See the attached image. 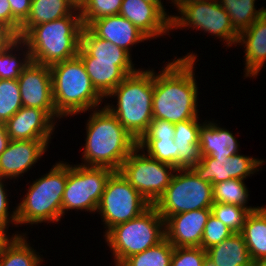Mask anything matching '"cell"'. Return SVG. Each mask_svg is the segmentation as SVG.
I'll list each match as a JSON object with an SVG mask.
<instances>
[{
  "instance_id": "obj_46",
  "label": "cell",
  "mask_w": 266,
  "mask_h": 266,
  "mask_svg": "<svg viewBox=\"0 0 266 266\" xmlns=\"http://www.w3.org/2000/svg\"><path fill=\"white\" fill-rule=\"evenodd\" d=\"M143 1L155 5L171 21L173 15H168L167 11L165 12L166 9L164 8L162 0H143Z\"/></svg>"
},
{
  "instance_id": "obj_28",
  "label": "cell",
  "mask_w": 266,
  "mask_h": 266,
  "mask_svg": "<svg viewBox=\"0 0 266 266\" xmlns=\"http://www.w3.org/2000/svg\"><path fill=\"white\" fill-rule=\"evenodd\" d=\"M18 51L22 53L20 54ZM21 55L23 56L22 59ZM31 61L28 46L21 38H18L7 49L0 52V79L17 80Z\"/></svg>"
},
{
  "instance_id": "obj_6",
  "label": "cell",
  "mask_w": 266,
  "mask_h": 266,
  "mask_svg": "<svg viewBox=\"0 0 266 266\" xmlns=\"http://www.w3.org/2000/svg\"><path fill=\"white\" fill-rule=\"evenodd\" d=\"M58 161L50 171L32 181L22 201L17 204V226L59 222L62 196L68 178V163Z\"/></svg>"
},
{
  "instance_id": "obj_5",
  "label": "cell",
  "mask_w": 266,
  "mask_h": 266,
  "mask_svg": "<svg viewBox=\"0 0 266 266\" xmlns=\"http://www.w3.org/2000/svg\"><path fill=\"white\" fill-rule=\"evenodd\" d=\"M53 101L61 117L97 109L104 98L96 91L81 59L76 56L50 66ZM103 100V101H102Z\"/></svg>"
},
{
  "instance_id": "obj_10",
  "label": "cell",
  "mask_w": 266,
  "mask_h": 266,
  "mask_svg": "<svg viewBox=\"0 0 266 266\" xmlns=\"http://www.w3.org/2000/svg\"><path fill=\"white\" fill-rule=\"evenodd\" d=\"M113 172L108 167L68 163V178L62 196V217L65 211L76 209L96 213L107 180Z\"/></svg>"
},
{
  "instance_id": "obj_1",
  "label": "cell",
  "mask_w": 266,
  "mask_h": 266,
  "mask_svg": "<svg viewBox=\"0 0 266 266\" xmlns=\"http://www.w3.org/2000/svg\"><path fill=\"white\" fill-rule=\"evenodd\" d=\"M195 53L168 61L158 73L154 71L153 119L173 124L199 118L198 84L195 79Z\"/></svg>"
},
{
  "instance_id": "obj_16",
  "label": "cell",
  "mask_w": 266,
  "mask_h": 266,
  "mask_svg": "<svg viewBox=\"0 0 266 266\" xmlns=\"http://www.w3.org/2000/svg\"><path fill=\"white\" fill-rule=\"evenodd\" d=\"M51 140H10L0 155V176L17 179L29 171L48 151Z\"/></svg>"
},
{
  "instance_id": "obj_9",
  "label": "cell",
  "mask_w": 266,
  "mask_h": 266,
  "mask_svg": "<svg viewBox=\"0 0 266 266\" xmlns=\"http://www.w3.org/2000/svg\"><path fill=\"white\" fill-rule=\"evenodd\" d=\"M213 204V185L200 180L187 168L176 169L165 193L154 206L166 220L175 214L211 208Z\"/></svg>"
},
{
  "instance_id": "obj_8",
  "label": "cell",
  "mask_w": 266,
  "mask_h": 266,
  "mask_svg": "<svg viewBox=\"0 0 266 266\" xmlns=\"http://www.w3.org/2000/svg\"><path fill=\"white\" fill-rule=\"evenodd\" d=\"M169 3L176 7L180 15L172 16L171 30L187 27L197 29L225 41L224 46L236 45L239 33L218 0H175Z\"/></svg>"
},
{
  "instance_id": "obj_35",
  "label": "cell",
  "mask_w": 266,
  "mask_h": 266,
  "mask_svg": "<svg viewBox=\"0 0 266 266\" xmlns=\"http://www.w3.org/2000/svg\"><path fill=\"white\" fill-rule=\"evenodd\" d=\"M137 146L143 151L146 150L148 156L178 169V146L174 139L139 140Z\"/></svg>"
},
{
  "instance_id": "obj_32",
  "label": "cell",
  "mask_w": 266,
  "mask_h": 266,
  "mask_svg": "<svg viewBox=\"0 0 266 266\" xmlns=\"http://www.w3.org/2000/svg\"><path fill=\"white\" fill-rule=\"evenodd\" d=\"M174 246L164 238L155 246L128 257L120 266H171Z\"/></svg>"
},
{
  "instance_id": "obj_20",
  "label": "cell",
  "mask_w": 266,
  "mask_h": 266,
  "mask_svg": "<svg viewBox=\"0 0 266 266\" xmlns=\"http://www.w3.org/2000/svg\"><path fill=\"white\" fill-rule=\"evenodd\" d=\"M87 27L97 37L110 41L129 54L134 44L150 40L132 22L120 14L93 20Z\"/></svg>"
},
{
  "instance_id": "obj_24",
  "label": "cell",
  "mask_w": 266,
  "mask_h": 266,
  "mask_svg": "<svg viewBox=\"0 0 266 266\" xmlns=\"http://www.w3.org/2000/svg\"><path fill=\"white\" fill-rule=\"evenodd\" d=\"M199 118L174 124V143L178 146V169L191 168L201 161L199 130L203 123Z\"/></svg>"
},
{
  "instance_id": "obj_41",
  "label": "cell",
  "mask_w": 266,
  "mask_h": 266,
  "mask_svg": "<svg viewBox=\"0 0 266 266\" xmlns=\"http://www.w3.org/2000/svg\"><path fill=\"white\" fill-rule=\"evenodd\" d=\"M13 17L22 25L31 10V0H8Z\"/></svg>"
},
{
  "instance_id": "obj_19",
  "label": "cell",
  "mask_w": 266,
  "mask_h": 266,
  "mask_svg": "<svg viewBox=\"0 0 266 266\" xmlns=\"http://www.w3.org/2000/svg\"><path fill=\"white\" fill-rule=\"evenodd\" d=\"M119 14L149 39L170 35V20L153 4L143 0H123Z\"/></svg>"
},
{
  "instance_id": "obj_18",
  "label": "cell",
  "mask_w": 266,
  "mask_h": 266,
  "mask_svg": "<svg viewBox=\"0 0 266 266\" xmlns=\"http://www.w3.org/2000/svg\"><path fill=\"white\" fill-rule=\"evenodd\" d=\"M211 208L169 216L165 220V238L174 247H201L204 227Z\"/></svg>"
},
{
  "instance_id": "obj_31",
  "label": "cell",
  "mask_w": 266,
  "mask_h": 266,
  "mask_svg": "<svg viewBox=\"0 0 266 266\" xmlns=\"http://www.w3.org/2000/svg\"><path fill=\"white\" fill-rule=\"evenodd\" d=\"M249 191L243 179H229L213 185L214 203L235 204L248 208L251 212L256 211L259 206H247Z\"/></svg>"
},
{
  "instance_id": "obj_48",
  "label": "cell",
  "mask_w": 266,
  "mask_h": 266,
  "mask_svg": "<svg viewBox=\"0 0 266 266\" xmlns=\"http://www.w3.org/2000/svg\"><path fill=\"white\" fill-rule=\"evenodd\" d=\"M78 6H80L84 0H73Z\"/></svg>"
},
{
  "instance_id": "obj_13",
  "label": "cell",
  "mask_w": 266,
  "mask_h": 266,
  "mask_svg": "<svg viewBox=\"0 0 266 266\" xmlns=\"http://www.w3.org/2000/svg\"><path fill=\"white\" fill-rule=\"evenodd\" d=\"M264 162V160L239 153L218 158L201 156V161L190 169L200 180L214 185L229 179L245 180L248 176L258 172Z\"/></svg>"
},
{
  "instance_id": "obj_43",
  "label": "cell",
  "mask_w": 266,
  "mask_h": 266,
  "mask_svg": "<svg viewBox=\"0 0 266 266\" xmlns=\"http://www.w3.org/2000/svg\"><path fill=\"white\" fill-rule=\"evenodd\" d=\"M17 39V34L7 25L0 22V52L7 49Z\"/></svg>"
},
{
  "instance_id": "obj_26",
  "label": "cell",
  "mask_w": 266,
  "mask_h": 266,
  "mask_svg": "<svg viewBox=\"0 0 266 266\" xmlns=\"http://www.w3.org/2000/svg\"><path fill=\"white\" fill-rule=\"evenodd\" d=\"M241 234L253 262L266 259V206L247 216Z\"/></svg>"
},
{
  "instance_id": "obj_33",
  "label": "cell",
  "mask_w": 266,
  "mask_h": 266,
  "mask_svg": "<svg viewBox=\"0 0 266 266\" xmlns=\"http://www.w3.org/2000/svg\"><path fill=\"white\" fill-rule=\"evenodd\" d=\"M22 106L18 80L0 79V122L6 123Z\"/></svg>"
},
{
  "instance_id": "obj_45",
  "label": "cell",
  "mask_w": 266,
  "mask_h": 266,
  "mask_svg": "<svg viewBox=\"0 0 266 266\" xmlns=\"http://www.w3.org/2000/svg\"><path fill=\"white\" fill-rule=\"evenodd\" d=\"M7 231H8V230H7L6 228L0 226V254H1V252L3 251L4 247L6 246V244L12 239V237H13L14 235H20V233L18 234V232H17V234H16V232H15V234H13V235L11 236V238H10V237L7 235V234H8Z\"/></svg>"
},
{
  "instance_id": "obj_2",
  "label": "cell",
  "mask_w": 266,
  "mask_h": 266,
  "mask_svg": "<svg viewBox=\"0 0 266 266\" xmlns=\"http://www.w3.org/2000/svg\"><path fill=\"white\" fill-rule=\"evenodd\" d=\"M98 109L92 110L86 122L81 165L118 171L138 142L105 106Z\"/></svg>"
},
{
  "instance_id": "obj_11",
  "label": "cell",
  "mask_w": 266,
  "mask_h": 266,
  "mask_svg": "<svg viewBox=\"0 0 266 266\" xmlns=\"http://www.w3.org/2000/svg\"><path fill=\"white\" fill-rule=\"evenodd\" d=\"M151 204L121 175L114 171L107 180L97 211L106 234L115 225L141 215Z\"/></svg>"
},
{
  "instance_id": "obj_39",
  "label": "cell",
  "mask_w": 266,
  "mask_h": 266,
  "mask_svg": "<svg viewBox=\"0 0 266 266\" xmlns=\"http://www.w3.org/2000/svg\"><path fill=\"white\" fill-rule=\"evenodd\" d=\"M175 135L174 124L165 120L152 119L147 132L140 140L173 139Z\"/></svg>"
},
{
  "instance_id": "obj_34",
  "label": "cell",
  "mask_w": 266,
  "mask_h": 266,
  "mask_svg": "<svg viewBox=\"0 0 266 266\" xmlns=\"http://www.w3.org/2000/svg\"><path fill=\"white\" fill-rule=\"evenodd\" d=\"M250 213L251 211L248 208L235 204L214 203L211 206V214L234 233H241Z\"/></svg>"
},
{
  "instance_id": "obj_27",
  "label": "cell",
  "mask_w": 266,
  "mask_h": 266,
  "mask_svg": "<svg viewBox=\"0 0 266 266\" xmlns=\"http://www.w3.org/2000/svg\"><path fill=\"white\" fill-rule=\"evenodd\" d=\"M25 234L14 235L0 254V266H40L43 257L28 243ZM38 253V254H37Z\"/></svg>"
},
{
  "instance_id": "obj_36",
  "label": "cell",
  "mask_w": 266,
  "mask_h": 266,
  "mask_svg": "<svg viewBox=\"0 0 266 266\" xmlns=\"http://www.w3.org/2000/svg\"><path fill=\"white\" fill-rule=\"evenodd\" d=\"M123 0H84L79 6L82 23L88 26L93 20L119 14Z\"/></svg>"
},
{
  "instance_id": "obj_22",
  "label": "cell",
  "mask_w": 266,
  "mask_h": 266,
  "mask_svg": "<svg viewBox=\"0 0 266 266\" xmlns=\"http://www.w3.org/2000/svg\"><path fill=\"white\" fill-rule=\"evenodd\" d=\"M206 252L203 266H254L241 233H233Z\"/></svg>"
},
{
  "instance_id": "obj_15",
  "label": "cell",
  "mask_w": 266,
  "mask_h": 266,
  "mask_svg": "<svg viewBox=\"0 0 266 266\" xmlns=\"http://www.w3.org/2000/svg\"><path fill=\"white\" fill-rule=\"evenodd\" d=\"M77 56L84 64L92 85L105 99L128 75L138 70L132 60H94L81 46Z\"/></svg>"
},
{
  "instance_id": "obj_38",
  "label": "cell",
  "mask_w": 266,
  "mask_h": 266,
  "mask_svg": "<svg viewBox=\"0 0 266 266\" xmlns=\"http://www.w3.org/2000/svg\"><path fill=\"white\" fill-rule=\"evenodd\" d=\"M206 254L201 247H174L171 266H203Z\"/></svg>"
},
{
  "instance_id": "obj_42",
  "label": "cell",
  "mask_w": 266,
  "mask_h": 266,
  "mask_svg": "<svg viewBox=\"0 0 266 266\" xmlns=\"http://www.w3.org/2000/svg\"><path fill=\"white\" fill-rule=\"evenodd\" d=\"M0 22L19 34L21 24L13 17L8 0H0Z\"/></svg>"
},
{
  "instance_id": "obj_37",
  "label": "cell",
  "mask_w": 266,
  "mask_h": 266,
  "mask_svg": "<svg viewBox=\"0 0 266 266\" xmlns=\"http://www.w3.org/2000/svg\"><path fill=\"white\" fill-rule=\"evenodd\" d=\"M233 233L234 232L227 228L219 219L210 214L204 227L201 248L206 251L212 246L219 244L222 240L227 239Z\"/></svg>"
},
{
  "instance_id": "obj_7",
  "label": "cell",
  "mask_w": 266,
  "mask_h": 266,
  "mask_svg": "<svg viewBox=\"0 0 266 266\" xmlns=\"http://www.w3.org/2000/svg\"><path fill=\"white\" fill-rule=\"evenodd\" d=\"M115 266H120L128 257L155 246L165 238V220L154 205L141 215L111 228L103 235Z\"/></svg>"
},
{
  "instance_id": "obj_23",
  "label": "cell",
  "mask_w": 266,
  "mask_h": 266,
  "mask_svg": "<svg viewBox=\"0 0 266 266\" xmlns=\"http://www.w3.org/2000/svg\"><path fill=\"white\" fill-rule=\"evenodd\" d=\"M199 147L201 156L212 158L230 157L239 153V143L226 128L214 121H204L199 130Z\"/></svg>"
},
{
  "instance_id": "obj_29",
  "label": "cell",
  "mask_w": 266,
  "mask_h": 266,
  "mask_svg": "<svg viewBox=\"0 0 266 266\" xmlns=\"http://www.w3.org/2000/svg\"><path fill=\"white\" fill-rule=\"evenodd\" d=\"M81 47L94 60H131L132 54L108 40L97 37L87 26L81 33Z\"/></svg>"
},
{
  "instance_id": "obj_3",
  "label": "cell",
  "mask_w": 266,
  "mask_h": 266,
  "mask_svg": "<svg viewBox=\"0 0 266 266\" xmlns=\"http://www.w3.org/2000/svg\"><path fill=\"white\" fill-rule=\"evenodd\" d=\"M153 91L154 70L138 68L106 96L116 97V107L112 103L104 106L137 142L147 132L153 119Z\"/></svg>"
},
{
  "instance_id": "obj_4",
  "label": "cell",
  "mask_w": 266,
  "mask_h": 266,
  "mask_svg": "<svg viewBox=\"0 0 266 266\" xmlns=\"http://www.w3.org/2000/svg\"><path fill=\"white\" fill-rule=\"evenodd\" d=\"M83 27L78 7L69 16L35 25L21 39L33 62L51 66L78 55Z\"/></svg>"
},
{
  "instance_id": "obj_47",
  "label": "cell",
  "mask_w": 266,
  "mask_h": 266,
  "mask_svg": "<svg viewBox=\"0 0 266 266\" xmlns=\"http://www.w3.org/2000/svg\"><path fill=\"white\" fill-rule=\"evenodd\" d=\"M254 266H266V259H262V260L255 262Z\"/></svg>"
},
{
  "instance_id": "obj_12",
  "label": "cell",
  "mask_w": 266,
  "mask_h": 266,
  "mask_svg": "<svg viewBox=\"0 0 266 266\" xmlns=\"http://www.w3.org/2000/svg\"><path fill=\"white\" fill-rule=\"evenodd\" d=\"M118 171L151 205H154L165 193L176 168L146 155V152L137 146Z\"/></svg>"
},
{
  "instance_id": "obj_25",
  "label": "cell",
  "mask_w": 266,
  "mask_h": 266,
  "mask_svg": "<svg viewBox=\"0 0 266 266\" xmlns=\"http://www.w3.org/2000/svg\"><path fill=\"white\" fill-rule=\"evenodd\" d=\"M78 7L73 0H31L30 14L17 37L22 38L35 25L69 16Z\"/></svg>"
},
{
  "instance_id": "obj_21",
  "label": "cell",
  "mask_w": 266,
  "mask_h": 266,
  "mask_svg": "<svg viewBox=\"0 0 266 266\" xmlns=\"http://www.w3.org/2000/svg\"><path fill=\"white\" fill-rule=\"evenodd\" d=\"M237 44L245 48L244 77L258 76L266 63V11L239 34Z\"/></svg>"
},
{
  "instance_id": "obj_14",
  "label": "cell",
  "mask_w": 266,
  "mask_h": 266,
  "mask_svg": "<svg viewBox=\"0 0 266 266\" xmlns=\"http://www.w3.org/2000/svg\"><path fill=\"white\" fill-rule=\"evenodd\" d=\"M17 80L23 107L45 110L55 121L58 118L60 121L53 101L50 66L31 61Z\"/></svg>"
},
{
  "instance_id": "obj_44",
  "label": "cell",
  "mask_w": 266,
  "mask_h": 266,
  "mask_svg": "<svg viewBox=\"0 0 266 266\" xmlns=\"http://www.w3.org/2000/svg\"><path fill=\"white\" fill-rule=\"evenodd\" d=\"M9 142L10 138L7 134L5 123L0 122V155L6 150Z\"/></svg>"
},
{
  "instance_id": "obj_17",
  "label": "cell",
  "mask_w": 266,
  "mask_h": 266,
  "mask_svg": "<svg viewBox=\"0 0 266 266\" xmlns=\"http://www.w3.org/2000/svg\"><path fill=\"white\" fill-rule=\"evenodd\" d=\"M56 123L45 110L22 106L5 127L10 140H51Z\"/></svg>"
},
{
  "instance_id": "obj_30",
  "label": "cell",
  "mask_w": 266,
  "mask_h": 266,
  "mask_svg": "<svg viewBox=\"0 0 266 266\" xmlns=\"http://www.w3.org/2000/svg\"><path fill=\"white\" fill-rule=\"evenodd\" d=\"M231 19L234 29L240 34L260 17L266 8L256 10V0H218Z\"/></svg>"
},
{
  "instance_id": "obj_40",
  "label": "cell",
  "mask_w": 266,
  "mask_h": 266,
  "mask_svg": "<svg viewBox=\"0 0 266 266\" xmlns=\"http://www.w3.org/2000/svg\"><path fill=\"white\" fill-rule=\"evenodd\" d=\"M6 180L7 178L0 176V226L8 229L10 223L17 227V213L16 209H13L12 213L8 211L10 210L9 199L6 191L7 188H5L6 184H4Z\"/></svg>"
}]
</instances>
